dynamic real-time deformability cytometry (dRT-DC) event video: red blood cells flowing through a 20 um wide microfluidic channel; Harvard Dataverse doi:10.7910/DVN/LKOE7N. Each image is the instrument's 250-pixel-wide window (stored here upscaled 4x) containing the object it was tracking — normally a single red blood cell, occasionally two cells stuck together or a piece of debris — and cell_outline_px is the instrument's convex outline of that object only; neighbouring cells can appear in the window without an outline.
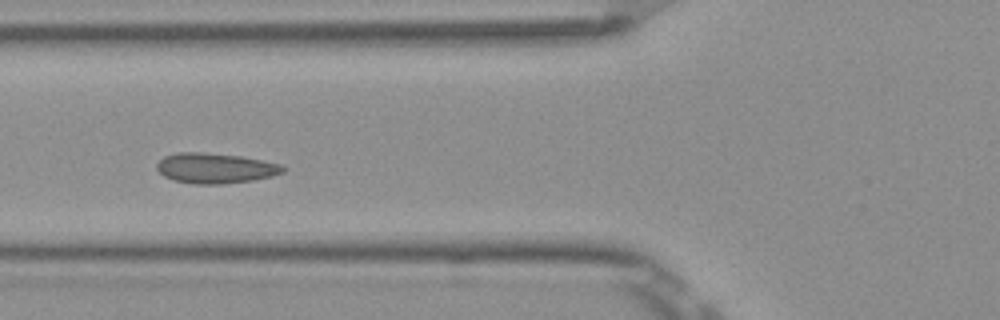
{"species": "Egyptian fruit bat (a non-hibernating species)", "species_latin": "Rousettus aegyptiacus", "temperature_condition": "room temperature", "stored_images_in_passage": 9, "camera_frame_rate_fps": 3000, "um_per_image_px": 0.085, "frame": {"image": 1, "passage_image": 6, "time_ms": 1.667, "image_size_px": [1000, 320], "cell_outline_px": [[288, 168], [284, 172], [272, 176], [252, 180], [224, 184], [192, 184], [172, 180], [164, 176], [156, 168], [156, 164], [164, 156], [176, 152], [200, 152], [240, 156], [280, 164]], "centroid_in_image_um": [18.28, 14.3], "position_along_channel_um": 107.5, "area_um2": 22.31}}
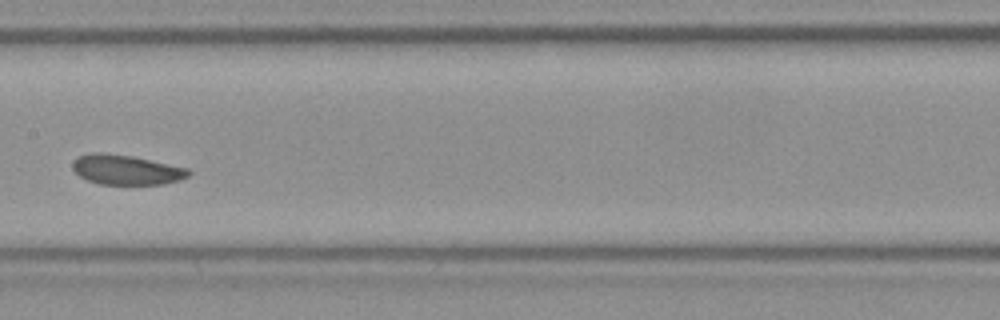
{"frame": {"image": 2, "passage_image": 8, "time_ms": 2.333, "image_size_px": [1000, 320], "cell_outline_px": [[192, 172], [188, 176], [180, 180], [164, 184], [100, 184], [88, 180], [80, 176], [72, 168], [72, 160], [76, 156], [92, 152], [100, 152], [132, 156], [188, 168]], "centroid_in_image_um": [10.71, 14.42], "position_along_channel_um": 196.7, "area_um2": 20.23}}
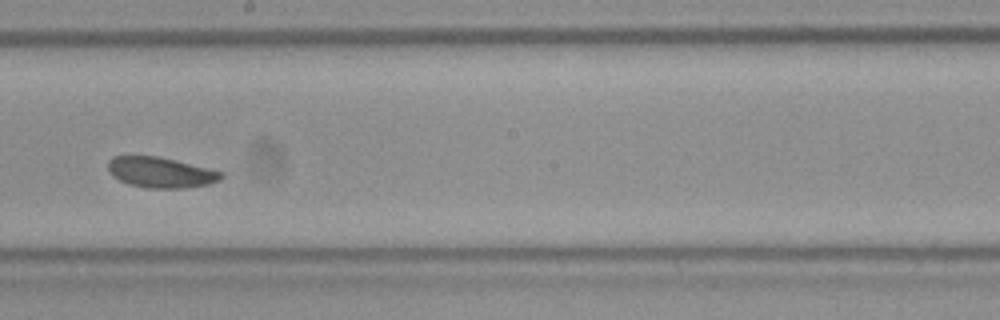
{"frame": {"image": 3, "passage_image": 9, "time_ms": 2.667, "image_size_px": [1000, 320], "cell_outline_px": [[224, 176], [220, 180], [208, 184], [184, 188], [148, 188], [128, 184], [112, 176], [108, 172], [108, 160], [112, 156], [160, 156], [224, 172]], "centroid_in_image_um": [13.65, 14.65], "position_along_channel_um": 234.6, "area_um2": 20.29}}